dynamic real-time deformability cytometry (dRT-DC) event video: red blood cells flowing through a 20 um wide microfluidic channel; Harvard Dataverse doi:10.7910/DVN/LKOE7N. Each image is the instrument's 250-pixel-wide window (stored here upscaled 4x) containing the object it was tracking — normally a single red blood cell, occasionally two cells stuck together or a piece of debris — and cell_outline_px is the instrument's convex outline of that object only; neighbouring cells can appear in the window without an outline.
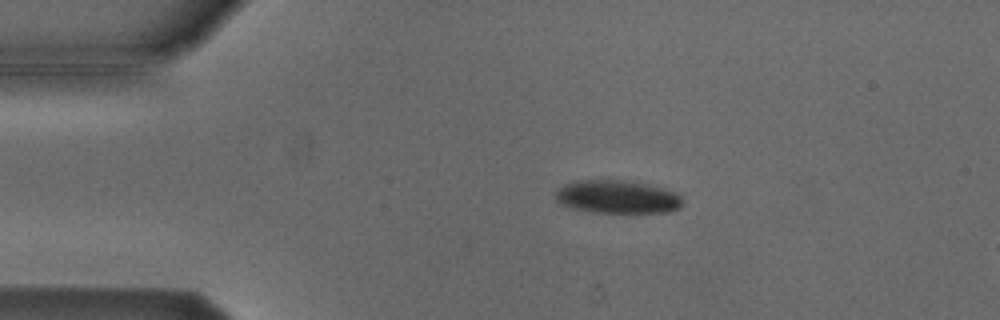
{"species": "Egyptian fruit bat (a non-hibernating species)", "species_latin": "Rousettus aegyptiacus", "temperature_condition": "cold", "stored_images_in_passage": 3, "camera_frame_rate_fps": 3000, "um_per_image_px": 0.085, "animal": {"sex": "male"}, "frame": {"image": 1, "passage_image": 2, "time_ms": 0.333, "image_size_px": [1000, 320], "cell_outline_px": [[680, 208], [668, 212], [592, 212], [572, 208], [560, 204], [556, 200], [556, 192], [564, 184], [576, 180], [636, 180], [676, 192], [680, 196]], "centroid_in_image_um": [52.46, 16.71], "position_along_channel_um": 32.5, "area_um2": 24.62}}